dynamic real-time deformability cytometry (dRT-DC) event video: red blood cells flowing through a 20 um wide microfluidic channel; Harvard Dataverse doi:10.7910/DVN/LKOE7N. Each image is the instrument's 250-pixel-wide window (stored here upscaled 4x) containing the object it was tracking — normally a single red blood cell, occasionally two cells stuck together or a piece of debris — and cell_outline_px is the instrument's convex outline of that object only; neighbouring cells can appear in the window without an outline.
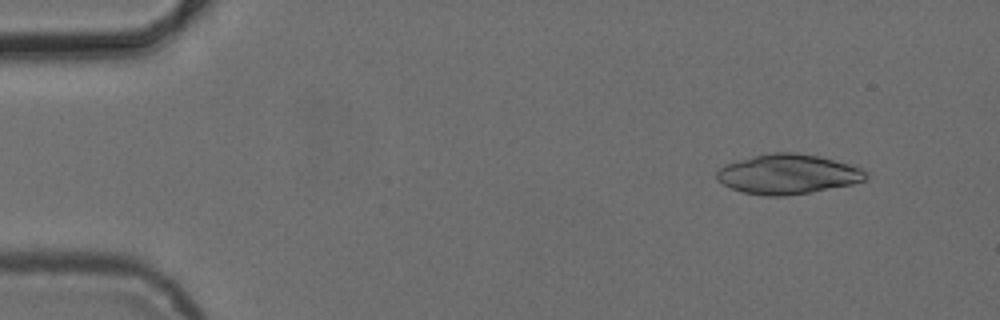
{"species": "common noctule bat (a hibernating species)", "species_latin": "Nyctalus noctula", "temperature_condition": "cold", "stored_images_in_passage": 3, "camera_frame_rate_fps": 3000, "um_per_image_px": 0.085, "animal": {"sex": "female", "body_mass_g": 24.6, "forearm_length_mm": 56.2}, "frame": {"image": 1, "passage_image": 1, "time_ms": 0.0, "image_size_px": [1000, 320], "cell_outline_px": [[868, 180], [852, 184], [808, 192], [784, 196], [764, 196], [744, 192], [732, 188], [716, 180], [716, 172], [724, 164], [772, 152], [792, 152], [816, 156], [864, 168], [868, 172]], "centroid_in_image_um": [66.98, 14.81], "position_along_channel_um": 18.0, "area_um2": 34.28}}